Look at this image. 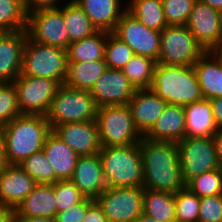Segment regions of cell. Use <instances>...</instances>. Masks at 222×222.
Returning <instances> with one entry per match:
<instances>
[{
	"label": "cell",
	"instance_id": "cell-45",
	"mask_svg": "<svg viewBox=\"0 0 222 222\" xmlns=\"http://www.w3.org/2000/svg\"><path fill=\"white\" fill-rule=\"evenodd\" d=\"M218 130H222V96L209 100Z\"/></svg>",
	"mask_w": 222,
	"mask_h": 222
},
{
	"label": "cell",
	"instance_id": "cell-11",
	"mask_svg": "<svg viewBox=\"0 0 222 222\" xmlns=\"http://www.w3.org/2000/svg\"><path fill=\"white\" fill-rule=\"evenodd\" d=\"M21 114L45 116L60 84L53 79L18 75L12 82Z\"/></svg>",
	"mask_w": 222,
	"mask_h": 222
},
{
	"label": "cell",
	"instance_id": "cell-22",
	"mask_svg": "<svg viewBox=\"0 0 222 222\" xmlns=\"http://www.w3.org/2000/svg\"><path fill=\"white\" fill-rule=\"evenodd\" d=\"M185 130L184 107L168 104L163 114L143 137L152 141L178 143L185 138Z\"/></svg>",
	"mask_w": 222,
	"mask_h": 222
},
{
	"label": "cell",
	"instance_id": "cell-27",
	"mask_svg": "<svg viewBox=\"0 0 222 222\" xmlns=\"http://www.w3.org/2000/svg\"><path fill=\"white\" fill-rule=\"evenodd\" d=\"M106 69L105 60L67 62V77L64 84L74 89L90 91Z\"/></svg>",
	"mask_w": 222,
	"mask_h": 222
},
{
	"label": "cell",
	"instance_id": "cell-50",
	"mask_svg": "<svg viewBox=\"0 0 222 222\" xmlns=\"http://www.w3.org/2000/svg\"><path fill=\"white\" fill-rule=\"evenodd\" d=\"M135 222H176V221H157L151 216H148L145 213H142L141 216Z\"/></svg>",
	"mask_w": 222,
	"mask_h": 222
},
{
	"label": "cell",
	"instance_id": "cell-47",
	"mask_svg": "<svg viewBox=\"0 0 222 222\" xmlns=\"http://www.w3.org/2000/svg\"><path fill=\"white\" fill-rule=\"evenodd\" d=\"M213 140L216 147L218 161L222 167V130H218V132L213 136Z\"/></svg>",
	"mask_w": 222,
	"mask_h": 222
},
{
	"label": "cell",
	"instance_id": "cell-48",
	"mask_svg": "<svg viewBox=\"0 0 222 222\" xmlns=\"http://www.w3.org/2000/svg\"><path fill=\"white\" fill-rule=\"evenodd\" d=\"M15 222H56L50 217H14Z\"/></svg>",
	"mask_w": 222,
	"mask_h": 222
},
{
	"label": "cell",
	"instance_id": "cell-17",
	"mask_svg": "<svg viewBox=\"0 0 222 222\" xmlns=\"http://www.w3.org/2000/svg\"><path fill=\"white\" fill-rule=\"evenodd\" d=\"M27 31L0 33V83L13 82L22 70Z\"/></svg>",
	"mask_w": 222,
	"mask_h": 222
},
{
	"label": "cell",
	"instance_id": "cell-46",
	"mask_svg": "<svg viewBox=\"0 0 222 222\" xmlns=\"http://www.w3.org/2000/svg\"><path fill=\"white\" fill-rule=\"evenodd\" d=\"M0 222H15L14 209L0 203Z\"/></svg>",
	"mask_w": 222,
	"mask_h": 222
},
{
	"label": "cell",
	"instance_id": "cell-16",
	"mask_svg": "<svg viewBox=\"0 0 222 222\" xmlns=\"http://www.w3.org/2000/svg\"><path fill=\"white\" fill-rule=\"evenodd\" d=\"M52 131L78 156L96 155L101 150L96 121L59 124Z\"/></svg>",
	"mask_w": 222,
	"mask_h": 222
},
{
	"label": "cell",
	"instance_id": "cell-19",
	"mask_svg": "<svg viewBox=\"0 0 222 222\" xmlns=\"http://www.w3.org/2000/svg\"><path fill=\"white\" fill-rule=\"evenodd\" d=\"M70 180L86 197L96 199L107 188L99 154L79 156Z\"/></svg>",
	"mask_w": 222,
	"mask_h": 222
},
{
	"label": "cell",
	"instance_id": "cell-37",
	"mask_svg": "<svg viewBox=\"0 0 222 222\" xmlns=\"http://www.w3.org/2000/svg\"><path fill=\"white\" fill-rule=\"evenodd\" d=\"M186 187L200 198L222 194V167L194 177Z\"/></svg>",
	"mask_w": 222,
	"mask_h": 222
},
{
	"label": "cell",
	"instance_id": "cell-9",
	"mask_svg": "<svg viewBox=\"0 0 222 222\" xmlns=\"http://www.w3.org/2000/svg\"><path fill=\"white\" fill-rule=\"evenodd\" d=\"M177 144L185 184L196 176L221 168L213 137L184 138Z\"/></svg>",
	"mask_w": 222,
	"mask_h": 222
},
{
	"label": "cell",
	"instance_id": "cell-40",
	"mask_svg": "<svg viewBox=\"0 0 222 222\" xmlns=\"http://www.w3.org/2000/svg\"><path fill=\"white\" fill-rule=\"evenodd\" d=\"M19 115L21 112L13 83H0V124L6 125Z\"/></svg>",
	"mask_w": 222,
	"mask_h": 222
},
{
	"label": "cell",
	"instance_id": "cell-36",
	"mask_svg": "<svg viewBox=\"0 0 222 222\" xmlns=\"http://www.w3.org/2000/svg\"><path fill=\"white\" fill-rule=\"evenodd\" d=\"M200 197L187 187L175 193L176 222H198Z\"/></svg>",
	"mask_w": 222,
	"mask_h": 222
},
{
	"label": "cell",
	"instance_id": "cell-31",
	"mask_svg": "<svg viewBox=\"0 0 222 222\" xmlns=\"http://www.w3.org/2000/svg\"><path fill=\"white\" fill-rule=\"evenodd\" d=\"M127 11L149 29L159 31L167 27L162 0H128Z\"/></svg>",
	"mask_w": 222,
	"mask_h": 222
},
{
	"label": "cell",
	"instance_id": "cell-15",
	"mask_svg": "<svg viewBox=\"0 0 222 222\" xmlns=\"http://www.w3.org/2000/svg\"><path fill=\"white\" fill-rule=\"evenodd\" d=\"M136 89L121 69L105 70L92 86L90 93L97 107L128 105Z\"/></svg>",
	"mask_w": 222,
	"mask_h": 222
},
{
	"label": "cell",
	"instance_id": "cell-13",
	"mask_svg": "<svg viewBox=\"0 0 222 222\" xmlns=\"http://www.w3.org/2000/svg\"><path fill=\"white\" fill-rule=\"evenodd\" d=\"M114 33L134 51L135 55L158 61L160 32L149 29L127 10L121 15Z\"/></svg>",
	"mask_w": 222,
	"mask_h": 222
},
{
	"label": "cell",
	"instance_id": "cell-38",
	"mask_svg": "<svg viewBox=\"0 0 222 222\" xmlns=\"http://www.w3.org/2000/svg\"><path fill=\"white\" fill-rule=\"evenodd\" d=\"M197 0H162L167 26L186 25Z\"/></svg>",
	"mask_w": 222,
	"mask_h": 222
},
{
	"label": "cell",
	"instance_id": "cell-24",
	"mask_svg": "<svg viewBox=\"0 0 222 222\" xmlns=\"http://www.w3.org/2000/svg\"><path fill=\"white\" fill-rule=\"evenodd\" d=\"M42 150L56 177L59 180H70L79 156L53 131L48 134Z\"/></svg>",
	"mask_w": 222,
	"mask_h": 222
},
{
	"label": "cell",
	"instance_id": "cell-4",
	"mask_svg": "<svg viewBox=\"0 0 222 222\" xmlns=\"http://www.w3.org/2000/svg\"><path fill=\"white\" fill-rule=\"evenodd\" d=\"M107 187L143 186L140 145L101 147L98 153Z\"/></svg>",
	"mask_w": 222,
	"mask_h": 222
},
{
	"label": "cell",
	"instance_id": "cell-28",
	"mask_svg": "<svg viewBox=\"0 0 222 222\" xmlns=\"http://www.w3.org/2000/svg\"><path fill=\"white\" fill-rule=\"evenodd\" d=\"M107 31H98L94 35L69 44L67 62H88L104 60Z\"/></svg>",
	"mask_w": 222,
	"mask_h": 222
},
{
	"label": "cell",
	"instance_id": "cell-26",
	"mask_svg": "<svg viewBox=\"0 0 222 222\" xmlns=\"http://www.w3.org/2000/svg\"><path fill=\"white\" fill-rule=\"evenodd\" d=\"M185 110V138L213 137L217 132L212 106L209 100L187 104Z\"/></svg>",
	"mask_w": 222,
	"mask_h": 222
},
{
	"label": "cell",
	"instance_id": "cell-14",
	"mask_svg": "<svg viewBox=\"0 0 222 222\" xmlns=\"http://www.w3.org/2000/svg\"><path fill=\"white\" fill-rule=\"evenodd\" d=\"M186 26L205 51H212L222 41V12L199 0Z\"/></svg>",
	"mask_w": 222,
	"mask_h": 222
},
{
	"label": "cell",
	"instance_id": "cell-8",
	"mask_svg": "<svg viewBox=\"0 0 222 222\" xmlns=\"http://www.w3.org/2000/svg\"><path fill=\"white\" fill-rule=\"evenodd\" d=\"M205 52L186 25L167 26L160 32V56L157 63L193 66Z\"/></svg>",
	"mask_w": 222,
	"mask_h": 222
},
{
	"label": "cell",
	"instance_id": "cell-39",
	"mask_svg": "<svg viewBox=\"0 0 222 222\" xmlns=\"http://www.w3.org/2000/svg\"><path fill=\"white\" fill-rule=\"evenodd\" d=\"M53 186L57 212L64 211L86 198L71 180H58Z\"/></svg>",
	"mask_w": 222,
	"mask_h": 222
},
{
	"label": "cell",
	"instance_id": "cell-5",
	"mask_svg": "<svg viewBox=\"0 0 222 222\" xmlns=\"http://www.w3.org/2000/svg\"><path fill=\"white\" fill-rule=\"evenodd\" d=\"M97 109L90 91L61 84L45 116L53 129L59 124L96 121Z\"/></svg>",
	"mask_w": 222,
	"mask_h": 222
},
{
	"label": "cell",
	"instance_id": "cell-6",
	"mask_svg": "<svg viewBox=\"0 0 222 222\" xmlns=\"http://www.w3.org/2000/svg\"><path fill=\"white\" fill-rule=\"evenodd\" d=\"M96 123L101 147L138 144L143 137L134 125L128 105L98 107Z\"/></svg>",
	"mask_w": 222,
	"mask_h": 222
},
{
	"label": "cell",
	"instance_id": "cell-23",
	"mask_svg": "<svg viewBox=\"0 0 222 222\" xmlns=\"http://www.w3.org/2000/svg\"><path fill=\"white\" fill-rule=\"evenodd\" d=\"M53 184H37L35 188L16 206L14 217L55 218L57 205Z\"/></svg>",
	"mask_w": 222,
	"mask_h": 222
},
{
	"label": "cell",
	"instance_id": "cell-10",
	"mask_svg": "<svg viewBox=\"0 0 222 222\" xmlns=\"http://www.w3.org/2000/svg\"><path fill=\"white\" fill-rule=\"evenodd\" d=\"M95 200L107 222H135L143 213L144 187H107Z\"/></svg>",
	"mask_w": 222,
	"mask_h": 222
},
{
	"label": "cell",
	"instance_id": "cell-52",
	"mask_svg": "<svg viewBox=\"0 0 222 222\" xmlns=\"http://www.w3.org/2000/svg\"><path fill=\"white\" fill-rule=\"evenodd\" d=\"M8 165L4 149H0V172Z\"/></svg>",
	"mask_w": 222,
	"mask_h": 222
},
{
	"label": "cell",
	"instance_id": "cell-7",
	"mask_svg": "<svg viewBox=\"0 0 222 222\" xmlns=\"http://www.w3.org/2000/svg\"><path fill=\"white\" fill-rule=\"evenodd\" d=\"M20 75L53 79L60 85L64 84L67 77V50L36 43L27 36Z\"/></svg>",
	"mask_w": 222,
	"mask_h": 222
},
{
	"label": "cell",
	"instance_id": "cell-44",
	"mask_svg": "<svg viewBox=\"0 0 222 222\" xmlns=\"http://www.w3.org/2000/svg\"><path fill=\"white\" fill-rule=\"evenodd\" d=\"M83 222H107L103 209L96 200L88 207Z\"/></svg>",
	"mask_w": 222,
	"mask_h": 222
},
{
	"label": "cell",
	"instance_id": "cell-53",
	"mask_svg": "<svg viewBox=\"0 0 222 222\" xmlns=\"http://www.w3.org/2000/svg\"><path fill=\"white\" fill-rule=\"evenodd\" d=\"M0 149H4V125L0 124Z\"/></svg>",
	"mask_w": 222,
	"mask_h": 222
},
{
	"label": "cell",
	"instance_id": "cell-49",
	"mask_svg": "<svg viewBox=\"0 0 222 222\" xmlns=\"http://www.w3.org/2000/svg\"><path fill=\"white\" fill-rule=\"evenodd\" d=\"M199 1L222 12V0H199Z\"/></svg>",
	"mask_w": 222,
	"mask_h": 222
},
{
	"label": "cell",
	"instance_id": "cell-20",
	"mask_svg": "<svg viewBox=\"0 0 222 222\" xmlns=\"http://www.w3.org/2000/svg\"><path fill=\"white\" fill-rule=\"evenodd\" d=\"M36 185L19 165L8 164L0 172V203L15 209Z\"/></svg>",
	"mask_w": 222,
	"mask_h": 222
},
{
	"label": "cell",
	"instance_id": "cell-29",
	"mask_svg": "<svg viewBox=\"0 0 222 222\" xmlns=\"http://www.w3.org/2000/svg\"><path fill=\"white\" fill-rule=\"evenodd\" d=\"M64 3V23L70 42L82 40L98 32L76 1L68 0Z\"/></svg>",
	"mask_w": 222,
	"mask_h": 222
},
{
	"label": "cell",
	"instance_id": "cell-1",
	"mask_svg": "<svg viewBox=\"0 0 222 222\" xmlns=\"http://www.w3.org/2000/svg\"><path fill=\"white\" fill-rule=\"evenodd\" d=\"M139 145L144 188L175 194L186 187L181 175L177 143L142 137Z\"/></svg>",
	"mask_w": 222,
	"mask_h": 222
},
{
	"label": "cell",
	"instance_id": "cell-25",
	"mask_svg": "<svg viewBox=\"0 0 222 222\" xmlns=\"http://www.w3.org/2000/svg\"><path fill=\"white\" fill-rule=\"evenodd\" d=\"M201 93L210 100L222 96V63L212 51H206L194 64Z\"/></svg>",
	"mask_w": 222,
	"mask_h": 222
},
{
	"label": "cell",
	"instance_id": "cell-3",
	"mask_svg": "<svg viewBox=\"0 0 222 222\" xmlns=\"http://www.w3.org/2000/svg\"><path fill=\"white\" fill-rule=\"evenodd\" d=\"M150 89L169 105L184 107L204 99L193 66L157 63Z\"/></svg>",
	"mask_w": 222,
	"mask_h": 222
},
{
	"label": "cell",
	"instance_id": "cell-41",
	"mask_svg": "<svg viewBox=\"0 0 222 222\" xmlns=\"http://www.w3.org/2000/svg\"><path fill=\"white\" fill-rule=\"evenodd\" d=\"M198 222H222V194L200 198Z\"/></svg>",
	"mask_w": 222,
	"mask_h": 222
},
{
	"label": "cell",
	"instance_id": "cell-35",
	"mask_svg": "<svg viewBox=\"0 0 222 222\" xmlns=\"http://www.w3.org/2000/svg\"><path fill=\"white\" fill-rule=\"evenodd\" d=\"M134 55V51L121 38L114 32H108L104 57L108 68L122 69Z\"/></svg>",
	"mask_w": 222,
	"mask_h": 222
},
{
	"label": "cell",
	"instance_id": "cell-43",
	"mask_svg": "<svg viewBox=\"0 0 222 222\" xmlns=\"http://www.w3.org/2000/svg\"><path fill=\"white\" fill-rule=\"evenodd\" d=\"M64 1L65 0H23L27 13L39 9L59 8L64 4Z\"/></svg>",
	"mask_w": 222,
	"mask_h": 222
},
{
	"label": "cell",
	"instance_id": "cell-12",
	"mask_svg": "<svg viewBox=\"0 0 222 222\" xmlns=\"http://www.w3.org/2000/svg\"><path fill=\"white\" fill-rule=\"evenodd\" d=\"M26 31L28 37L36 43L67 50L71 42L64 23V4L59 8L28 13Z\"/></svg>",
	"mask_w": 222,
	"mask_h": 222
},
{
	"label": "cell",
	"instance_id": "cell-18",
	"mask_svg": "<svg viewBox=\"0 0 222 222\" xmlns=\"http://www.w3.org/2000/svg\"><path fill=\"white\" fill-rule=\"evenodd\" d=\"M167 102L151 89H136L128 106L134 125L144 136L163 114Z\"/></svg>",
	"mask_w": 222,
	"mask_h": 222
},
{
	"label": "cell",
	"instance_id": "cell-33",
	"mask_svg": "<svg viewBox=\"0 0 222 222\" xmlns=\"http://www.w3.org/2000/svg\"><path fill=\"white\" fill-rule=\"evenodd\" d=\"M27 20L23 0H0V33L27 30Z\"/></svg>",
	"mask_w": 222,
	"mask_h": 222
},
{
	"label": "cell",
	"instance_id": "cell-34",
	"mask_svg": "<svg viewBox=\"0 0 222 222\" xmlns=\"http://www.w3.org/2000/svg\"><path fill=\"white\" fill-rule=\"evenodd\" d=\"M19 166L28 173L37 184H54L59 180L43 150L34 153L21 162Z\"/></svg>",
	"mask_w": 222,
	"mask_h": 222
},
{
	"label": "cell",
	"instance_id": "cell-30",
	"mask_svg": "<svg viewBox=\"0 0 222 222\" xmlns=\"http://www.w3.org/2000/svg\"><path fill=\"white\" fill-rule=\"evenodd\" d=\"M143 213L157 221H176L175 194L144 188Z\"/></svg>",
	"mask_w": 222,
	"mask_h": 222
},
{
	"label": "cell",
	"instance_id": "cell-32",
	"mask_svg": "<svg viewBox=\"0 0 222 222\" xmlns=\"http://www.w3.org/2000/svg\"><path fill=\"white\" fill-rule=\"evenodd\" d=\"M156 64L149 57L134 55L121 70L135 89H150Z\"/></svg>",
	"mask_w": 222,
	"mask_h": 222
},
{
	"label": "cell",
	"instance_id": "cell-51",
	"mask_svg": "<svg viewBox=\"0 0 222 222\" xmlns=\"http://www.w3.org/2000/svg\"><path fill=\"white\" fill-rule=\"evenodd\" d=\"M212 52L222 63V41L212 50Z\"/></svg>",
	"mask_w": 222,
	"mask_h": 222
},
{
	"label": "cell",
	"instance_id": "cell-42",
	"mask_svg": "<svg viewBox=\"0 0 222 222\" xmlns=\"http://www.w3.org/2000/svg\"><path fill=\"white\" fill-rule=\"evenodd\" d=\"M95 199L86 197L83 201L71 206L70 208L57 212L55 216L56 222H83L88 207Z\"/></svg>",
	"mask_w": 222,
	"mask_h": 222
},
{
	"label": "cell",
	"instance_id": "cell-21",
	"mask_svg": "<svg viewBox=\"0 0 222 222\" xmlns=\"http://www.w3.org/2000/svg\"><path fill=\"white\" fill-rule=\"evenodd\" d=\"M74 1L84 10L98 31L114 32L121 15L127 10L126 0Z\"/></svg>",
	"mask_w": 222,
	"mask_h": 222
},
{
	"label": "cell",
	"instance_id": "cell-2",
	"mask_svg": "<svg viewBox=\"0 0 222 222\" xmlns=\"http://www.w3.org/2000/svg\"><path fill=\"white\" fill-rule=\"evenodd\" d=\"M52 131L46 116L21 114L4 125V152L8 164L19 165L43 149Z\"/></svg>",
	"mask_w": 222,
	"mask_h": 222
}]
</instances>
